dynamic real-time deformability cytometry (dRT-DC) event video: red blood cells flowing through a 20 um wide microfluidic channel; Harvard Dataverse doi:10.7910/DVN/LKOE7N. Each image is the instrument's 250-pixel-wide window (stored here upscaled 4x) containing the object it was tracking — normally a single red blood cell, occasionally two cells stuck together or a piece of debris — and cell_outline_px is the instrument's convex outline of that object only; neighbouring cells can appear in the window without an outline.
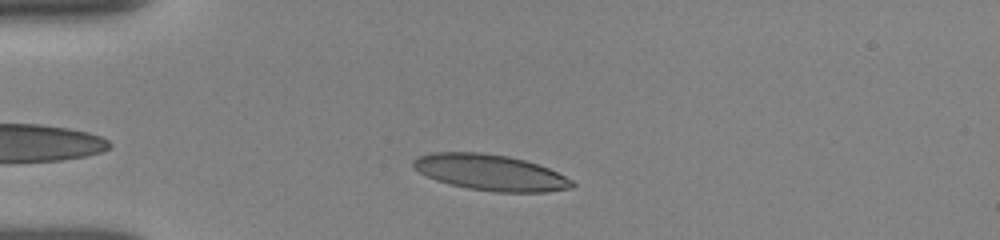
{"species": "human", "species_latin": "Homo sapiens", "temperature_condition": "room temperature", "stored_images_in_passage": 18, "camera_frame_rate_fps": 3000, "um_per_image_px": 0.085, "donor": {"sex": "female"}, "frame": {"image": 1, "passage_image": 2, "time_ms": 0.333, "image_size_px": [1000, 240], "cell_outline_px": [[576, 184], [572, 188], [548, 192], [496, 192], [468, 188], [448, 184], [436, 180], [412, 168], [412, 160], [416, 156], [432, 152], [480, 152], [508, 156], [524, 160], [548, 168], [572, 180]], "centroid_in_image_um": [41.65, 14.66], "position_along_channel_um": 43.4, "area_um2": 33.35}}
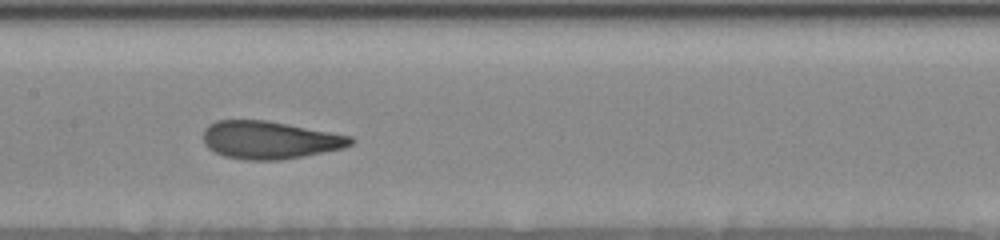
{"frame": {"image": 2, "passage_image": 11, "time_ms": 4.667, "image_size_px": [1000, 240], "cell_outline_px": [[356, 140], [352, 144], [344, 148], [304, 156], [280, 160], [248, 160], [224, 156], [208, 148], [204, 144], [204, 128], [208, 124], [216, 120], [264, 120], [288, 124], [352, 136]], "centroid_in_image_um": [22.93, 11.9], "position_along_channel_um": 184.5, "area_um2": 32.48}}
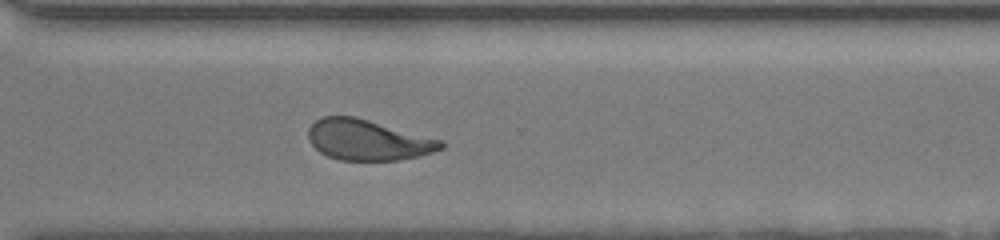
{"frame": {"image": 3, "passage_image": 18, "time_ms": 8.667, "image_size_px": [1000, 240], "cell_outline_px": [[444, 148], [420, 156], [396, 160], [340, 160], [328, 156], [320, 152], [308, 140], [308, 128], [316, 120], [324, 116], [356, 116], [444, 140]], "centroid_in_image_um": [31.29, 11.89], "position_along_channel_um": 339.3, "area_um2": 31.56}}